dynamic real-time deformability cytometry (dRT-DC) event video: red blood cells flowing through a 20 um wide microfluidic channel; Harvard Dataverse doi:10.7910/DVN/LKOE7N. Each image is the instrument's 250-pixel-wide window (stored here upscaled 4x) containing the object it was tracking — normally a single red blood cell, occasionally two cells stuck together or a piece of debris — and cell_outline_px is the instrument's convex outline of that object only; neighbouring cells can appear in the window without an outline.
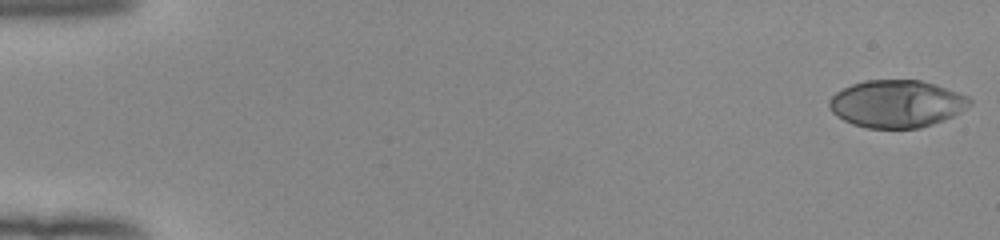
{"species": "human", "species_latin": "Homo sapiens", "temperature_condition": "room temperature", "stored_images_in_passage": 53, "camera_frame_rate_fps": 3000, "um_per_image_px": 0.085, "donor": {"sex": "female"}, "frame": {"image": 1, "passage_image": 1, "time_ms": 0.0, "image_size_px": [1000, 240], "cell_outline_px": [[972, 104], [960, 112], [944, 120], [920, 128], [868, 128], [852, 124], [836, 116], [828, 108], [828, 100], [836, 92], [852, 84], [864, 80], [920, 80], [936, 84], [968, 96], [972, 100]], "centroid_in_image_um": [76.21, 8.82], "position_along_channel_um": 8.8, "area_um2": 38.96}}
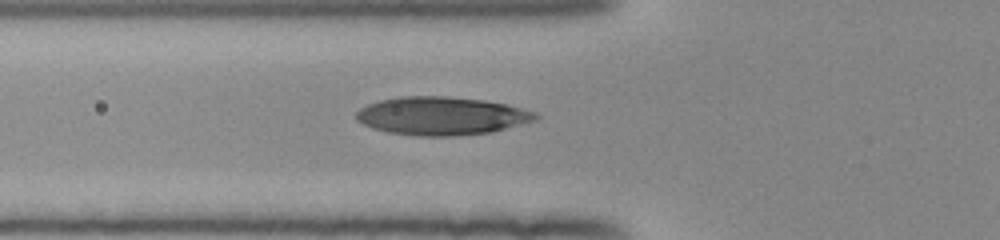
{"frame": {"image": 2, "passage_image": 20, "time_ms": 6.333, "image_size_px": [1000, 240], "cell_outline_px": [[540, 116], [536, 120], [492, 132], [452, 136], [420, 136], [388, 132], [372, 128], [356, 120], [352, 116], [360, 108], [368, 104], [380, 100], [400, 96], [448, 96], [484, 100], [508, 104], [536, 112]], "centroid_in_image_um": [37.52, 9.84], "position_along_channel_um": 88.3, "area_um2": 40.17}}
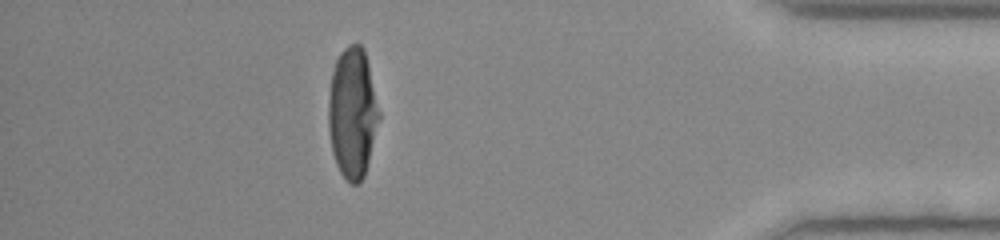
{"frame": {"image": 3, "passage_image": 47, "time_ms": 15.333, "image_size_px": [1000, 240], "cell_outline_px": [[380, 116], [364, 176], [356, 184], [352, 184], [340, 172], [336, 164], [332, 152], [328, 128], [328, 100], [332, 72], [336, 60], [344, 48], [348, 44], [356, 40], [364, 48], [380, 112]], "centroid_in_image_um": [29.95, 9.55], "position_along_channel_um": 405.3, "area_um2": 38.44}, "authors_computed_cell_mechanics": {"area_um2": 38.7838, "velocity_mm_per_s": 3.9575, "shape_relaxation_time_tau1_ms": 5.0831, "shape_relaxation_time_tau2_ms": null, "deformation_change_tau1": 0.2768, "deformation_change_tau2": null}}